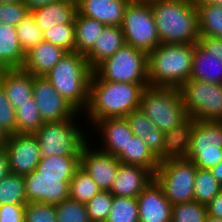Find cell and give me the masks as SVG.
Instances as JSON below:
<instances>
[{
  "mask_svg": "<svg viewBox=\"0 0 222 222\" xmlns=\"http://www.w3.org/2000/svg\"><path fill=\"white\" fill-rule=\"evenodd\" d=\"M74 119L44 123L34 133L41 156H80L83 146L88 141L86 134L84 135L73 122Z\"/></svg>",
  "mask_w": 222,
  "mask_h": 222,
  "instance_id": "7",
  "label": "cell"
},
{
  "mask_svg": "<svg viewBox=\"0 0 222 222\" xmlns=\"http://www.w3.org/2000/svg\"><path fill=\"white\" fill-rule=\"evenodd\" d=\"M72 177L41 176L36 169L24 176L28 202L56 205L69 198Z\"/></svg>",
  "mask_w": 222,
  "mask_h": 222,
  "instance_id": "14",
  "label": "cell"
},
{
  "mask_svg": "<svg viewBox=\"0 0 222 222\" xmlns=\"http://www.w3.org/2000/svg\"><path fill=\"white\" fill-rule=\"evenodd\" d=\"M149 3L161 44L198 43V12L194 0H155Z\"/></svg>",
  "mask_w": 222,
  "mask_h": 222,
  "instance_id": "2",
  "label": "cell"
},
{
  "mask_svg": "<svg viewBox=\"0 0 222 222\" xmlns=\"http://www.w3.org/2000/svg\"><path fill=\"white\" fill-rule=\"evenodd\" d=\"M200 37L222 39V5L196 4Z\"/></svg>",
  "mask_w": 222,
  "mask_h": 222,
  "instance_id": "31",
  "label": "cell"
},
{
  "mask_svg": "<svg viewBox=\"0 0 222 222\" xmlns=\"http://www.w3.org/2000/svg\"><path fill=\"white\" fill-rule=\"evenodd\" d=\"M206 53L222 61V39L213 37H199L197 43Z\"/></svg>",
  "mask_w": 222,
  "mask_h": 222,
  "instance_id": "46",
  "label": "cell"
},
{
  "mask_svg": "<svg viewBox=\"0 0 222 222\" xmlns=\"http://www.w3.org/2000/svg\"><path fill=\"white\" fill-rule=\"evenodd\" d=\"M206 216V205L197 201L172 205L171 222H204Z\"/></svg>",
  "mask_w": 222,
  "mask_h": 222,
  "instance_id": "37",
  "label": "cell"
},
{
  "mask_svg": "<svg viewBox=\"0 0 222 222\" xmlns=\"http://www.w3.org/2000/svg\"><path fill=\"white\" fill-rule=\"evenodd\" d=\"M10 173L7 151L0 145V181Z\"/></svg>",
  "mask_w": 222,
  "mask_h": 222,
  "instance_id": "48",
  "label": "cell"
},
{
  "mask_svg": "<svg viewBox=\"0 0 222 222\" xmlns=\"http://www.w3.org/2000/svg\"><path fill=\"white\" fill-rule=\"evenodd\" d=\"M104 138V147L99 150L117 156L126 147L129 139L134 135L125 117L98 120L95 124Z\"/></svg>",
  "mask_w": 222,
  "mask_h": 222,
  "instance_id": "22",
  "label": "cell"
},
{
  "mask_svg": "<svg viewBox=\"0 0 222 222\" xmlns=\"http://www.w3.org/2000/svg\"><path fill=\"white\" fill-rule=\"evenodd\" d=\"M207 215L222 219V188L219 193L206 205Z\"/></svg>",
  "mask_w": 222,
  "mask_h": 222,
  "instance_id": "47",
  "label": "cell"
},
{
  "mask_svg": "<svg viewBox=\"0 0 222 222\" xmlns=\"http://www.w3.org/2000/svg\"><path fill=\"white\" fill-rule=\"evenodd\" d=\"M130 2L131 0H80L77 12L106 26H121L125 9Z\"/></svg>",
  "mask_w": 222,
  "mask_h": 222,
  "instance_id": "18",
  "label": "cell"
},
{
  "mask_svg": "<svg viewBox=\"0 0 222 222\" xmlns=\"http://www.w3.org/2000/svg\"><path fill=\"white\" fill-rule=\"evenodd\" d=\"M222 184L209 169L197 168L194 182V201L207 205L221 190Z\"/></svg>",
  "mask_w": 222,
  "mask_h": 222,
  "instance_id": "35",
  "label": "cell"
},
{
  "mask_svg": "<svg viewBox=\"0 0 222 222\" xmlns=\"http://www.w3.org/2000/svg\"><path fill=\"white\" fill-rule=\"evenodd\" d=\"M126 44L121 26H105L94 47L85 55L90 68L94 70L105 59L112 57Z\"/></svg>",
  "mask_w": 222,
  "mask_h": 222,
  "instance_id": "24",
  "label": "cell"
},
{
  "mask_svg": "<svg viewBox=\"0 0 222 222\" xmlns=\"http://www.w3.org/2000/svg\"><path fill=\"white\" fill-rule=\"evenodd\" d=\"M30 14L28 6L23 2H0V23L16 27Z\"/></svg>",
  "mask_w": 222,
  "mask_h": 222,
  "instance_id": "42",
  "label": "cell"
},
{
  "mask_svg": "<svg viewBox=\"0 0 222 222\" xmlns=\"http://www.w3.org/2000/svg\"><path fill=\"white\" fill-rule=\"evenodd\" d=\"M24 208L25 205H1L0 222H24Z\"/></svg>",
  "mask_w": 222,
  "mask_h": 222,
  "instance_id": "45",
  "label": "cell"
},
{
  "mask_svg": "<svg viewBox=\"0 0 222 222\" xmlns=\"http://www.w3.org/2000/svg\"><path fill=\"white\" fill-rule=\"evenodd\" d=\"M121 27L126 44L147 54L161 44L150 3L130 2Z\"/></svg>",
  "mask_w": 222,
  "mask_h": 222,
  "instance_id": "10",
  "label": "cell"
},
{
  "mask_svg": "<svg viewBox=\"0 0 222 222\" xmlns=\"http://www.w3.org/2000/svg\"><path fill=\"white\" fill-rule=\"evenodd\" d=\"M197 167L189 160L167 161L159 164L154 180L172 205L194 201Z\"/></svg>",
  "mask_w": 222,
  "mask_h": 222,
  "instance_id": "9",
  "label": "cell"
},
{
  "mask_svg": "<svg viewBox=\"0 0 222 222\" xmlns=\"http://www.w3.org/2000/svg\"><path fill=\"white\" fill-rule=\"evenodd\" d=\"M29 8L30 11L46 6L47 4H50L52 2H55L57 0H22Z\"/></svg>",
  "mask_w": 222,
  "mask_h": 222,
  "instance_id": "49",
  "label": "cell"
},
{
  "mask_svg": "<svg viewBox=\"0 0 222 222\" xmlns=\"http://www.w3.org/2000/svg\"><path fill=\"white\" fill-rule=\"evenodd\" d=\"M193 126L194 119L189 116L176 128L164 132L163 148L158 157V164L167 161L187 160Z\"/></svg>",
  "mask_w": 222,
  "mask_h": 222,
  "instance_id": "19",
  "label": "cell"
},
{
  "mask_svg": "<svg viewBox=\"0 0 222 222\" xmlns=\"http://www.w3.org/2000/svg\"><path fill=\"white\" fill-rule=\"evenodd\" d=\"M151 1H155V0H131V2H144V3H149Z\"/></svg>",
  "mask_w": 222,
  "mask_h": 222,
  "instance_id": "54",
  "label": "cell"
},
{
  "mask_svg": "<svg viewBox=\"0 0 222 222\" xmlns=\"http://www.w3.org/2000/svg\"><path fill=\"white\" fill-rule=\"evenodd\" d=\"M24 222H57L55 205L28 202L24 208Z\"/></svg>",
  "mask_w": 222,
  "mask_h": 222,
  "instance_id": "43",
  "label": "cell"
},
{
  "mask_svg": "<svg viewBox=\"0 0 222 222\" xmlns=\"http://www.w3.org/2000/svg\"><path fill=\"white\" fill-rule=\"evenodd\" d=\"M139 108L162 132L176 128L189 117L177 87H146Z\"/></svg>",
  "mask_w": 222,
  "mask_h": 222,
  "instance_id": "5",
  "label": "cell"
},
{
  "mask_svg": "<svg viewBox=\"0 0 222 222\" xmlns=\"http://www.w3.org/2000/svg\"><path fill=\"white\" fill-rule=\"evenodd\" d=\"M10 173L25 176L34 171L41 159V151L34 134H10L4 144Z\"/></svg>",
  "mask_w": 222,
  "mask_h": 222,
  "instance_id": "13",
  "label": "cell"
},
{
  "mask_svg": "<svg viewBox=\"0 0 222 222\" xmlns=\"http://www.w3.org/2000/svg\"><path fill=\"white\" fill-rule=\"evenodd\" d=\"M100 191L91 176L79 166L69 182V198L86 204Z\"/></svg>",
  "mask_w": 222,
  "mask_h": 222,
  "instance_id": "32",
  "label": "cell"
},
{
  "mask_svg": "<svg viewBox=\"0 0 222 222\" xmlns=\"http://www.w3.org/2000/svg\"><path fill=\"white\" fill-rule=\"evenodd\" d=\"M133 134L141 138L149 150L158 158L164 141V132L144 114L140 108L125 116Z\"/></svg>",
  "mask_w": 222,
  "mask_h": 222,
  "instance_id": "25",
  "label": "cell"
},
{
  "mask_svg": "<svg viewBox=\"0 0 222 222\" xmlns=\"http://www.w3.org/2000/svg\"><path fill=\"white\" fill-rule=\"evenodd\" d=\"M187 160L209 170L222 160V121L194 119Z\"/></svg>",
  "mask_w": 222,
  "mask_h": 222,
  "instance_id": "11",
  "label": "cell"
},
{
  "mask_svg": "<svg viewBox=\"0 0 222 222\" xmlns=\"http://www.w3.org/2000/svg\"><path fill=\"white\" fill-rule=\"evenodd\" d=\"M10 134L4 129L0 123V145H4Z\"/></svg>",
  "mask_w": 222,
  "mask_h": 222,
  "instance_id": "51",
  "label": "cell"
},
{
  "mask_svg": "<svg viewBox=\"0 0 222 222\" xmlns=\"http://www.w3.org/2000/svg\"><path fill=\"white\" fill-rule=\"evenodd\" d=\"M204 222H222V219L207 215Z\"/></svg>",
  "mask_w": 222,
  "mask_h": 222,
  "instance_id": "53",
  "label": "cell"
},
{
  "mask_svg": "<svg viewBox=\"0 0 222 222\" xmlns=\"http://www.w3.org/2000/svg\"><path fill=\"white\" fill-rule=\"evenodd\" d=\"M154 179V174L139 165L119 164L110 193L119 197L137 198Z\"/></svg>",
  "mask_w": 222,
  "mask_h": 222,
  "instance_id": "17",
  "label": "cell"
},
{
  "mask_svg": "<svg viewBox=\"0 0 222 222\" xmlns=\"http://www.w3.org/2000/svg\"><path fill=\"white\" fill-rule=\"evenodd\" d=\"M0 83L15 110L33 97L34 76L22 68L0 69Z\"/></svg>",
  "mask_w": 222,
  "mask_h": 222,
  "instance_id": "20",
  "label": "cell"
},
{
  "mask_svg": "<svg viewBox=\"0 0 222 222\" xmlns=\"http://www.w3.org/2000/svg\"><path fill=\"white\" fill-rule=\"evenodd\" d=\"M22 0H0V2H19Z\"/></svg>",
  "mask_w": 222,
  "mask_h": 222,
  "instance_id": "55",
  "label": "cell"
},
{
  "mask_svg": "<svg viewBox=\"0 0 222 222\" xmlns=\"http://www.w3.org/2000/svg\"><path fill=\"white\" fill-rule=\"evenodd\" d=\"M116 158L123 164L139 165L153 174L157 170L158 158L149 150L144 141L133 135L125 148L116 156Z\"/></svg>",
  "mask_w": 222,
  "mask_h": 222,
  "instance_id": "29",
  "label": "cell"
},
{
  "mask_svg": "<svg viewBox=\"0 0 222 222\" xmlns=\"http://www.w3.org/2000/svg\"><path fill=\"white\" fill-rule=\"evenodd\" d=\"M16 30L24 53L43 41L44 33L37 26L31 13L16 26Z\"/></svg>",
  "mask_w": 222,
  "mask_h": 222,
  "instance_id": "38",
  "label": "cell"
},
{
  "mask_svg": "<svg viewBox=\"0 0 222 222\" xmlns=\"http://www.w3.org/2000/svg\"><path fill=\"white\" fill-rule=\"evenodd\" d=\"M57 222H91L85 203L71 198L55 205Z\"/></svg>",
  "mask_w": 222,
  "mask_h": 222,
  "instance_id": "39",
  "label": "cell"
},
{
  "mask_svg": "<svg viewBox=\"0 0 222 222\" xmlns=\"http://www.w3.org/2000/svg\"><path fill=\"white\" fill-rule=\"evenodd\" d=\"M90 147L88 142L83 146L80 153V167L91 176L101 190L110 191L120 161L116 156L103 152L99 148L93 151Z\"/></svg>",
  "mask_w": 222,
  "mask_h": 222,
  "instance_id": "15",
  "label": "cell"
},
{
  "mask_svg": "<svg viewBox=\"0 0 222 222\" xmlns=\"http://www.w3.org/2000/svg\"><path fill=\"white\" fill-rule=\"evenodd\" d=\"M213 176L222 184V160L210 169Z\"/></svg>",
  "mask_w": 222,
  "mask_h": 222,
  "instance_id": "50",
  "label": "cell"
},
{
  "mask_svg": "<svg viewBox=\"0 0 222 222\" xmlns=\"http://www.w3.org/2000/svg\"><path fill=\"white\" fill-rule=\"evenodd\" d=\"M80 166V156H42L36 170L41 176L73 177Z\"/></svg>",
  "mask_w": 222,
  "mask_h": 222,
  "instance_id": "30",
  "label": "cell"
},
{
  "mask_svg": "<svg viewBox=\"0 0 222 222\" xmlns=\"http://www.w3.org/2000/svg\"><path fill=\"white\" fill-rule=\"evenodd\" d=\"M180 92L188 116L199 121H222V84L189 79Z\"/></svg>",
  "mask_w": 222,
  "mask_h": 222,
  "instance_id": "8",
  "label": "cell"
},
{
  "mask_svg": "<svg viewBox=\"0 0 222 222\" xmlns=\"http://www.w3.org/2000/svg\"><path fill=\"white\" fill-rule=\"evenodd\" d=\"M15 114L16 134H34L44 124L33 97L18 107Z\"/></svg>",
  "mask_w": 222,
  "mask_h": 222,
  "instance_id": "34",
  "label": "cell"
},
{
  "mask_svg": "<svg viewBox=\"0 0 222 222\" xmlns=\"http://www.w3.org/2000/svg\"><path fill=\"white\" fill-rule=\"evenodd\" d=\"M69 1H72L73 3H78L80 0H69Z\"/></svg>",
  "mask_w": 222,
  "mask_h": 222,
  "instance_id": "56",
  "label": "cell"
},
{
  "mask_svg": "<svg viewBox=\"0 0 222 222\" xmlns=\"http://www.w3.org/2000/svg\"><path fill=\"white\" fill-rule=\"evenodd\" d=\"M24 61L16 27L0 23V69L22 68Z\"/></svg>",
  "mask_w": 222,
  "mask_h": 222,
  "instance_id": "26",
  "label": "cell"
},
{
  "mask_svg": "<svg viewBox=\"0 0 222 222\" xmlns=\"http://www.w3.org/2000/svg\"><path fill=\"white\" fill-rule=\"evenodd\" d=\"M24 176L9 173L0 181V206L4 204L26 205Z\"/></svg>",
  "mask_w": 222,
  "mask_h": 222,
  "instance_id": "33",
  "label": "cell"
},
{
  "mask_svg": "<svg viewBox=\"0 0 222 222\" xmlns=\"http://www.w3.org/2000/svg\"><path fill=\"white\" fill-rule=\"evenodd\" d=\"M33 98L44 123L77 118L78 111L43 76H34Z\"/></svg>",
  "mask_w": 222,
  "mask_h": 222,
  "instance_id": "12",
  "label": "cell"
},
{
  "mask_svg": "<svg viewBox=\"0 0 222 222\" xmlns=\"http://www.w3.org/2000/svg\"><path fill=\"white\" fill-rule=\"evenodd\" d=\"M111 207L106 222H139L137 198L113 195Z\"/></svg>",
  "mask_w": 222,
  "mask_h": 222,
  "instance_id": "36",
  "label": "cell"
},
{
  "mask_svg": "<svg viewBox=\"0 0 222 222\" xmlns=\"http://www.w3.org/2000/svg\"><path fill=\"white\" fill-rule=\"evenodd\" d=\"M37 26L44 33L56 25H74L77 4L69 0H57L30 11Z\"/></svg>",
  "mask_w": 222,
  "mask_h": 222,
  "instance_id": "23",
  "label": "cell"
},
{
  "mask_svg": "<svg viewBox=\"0 0 222 222\" xmlns=\"http://www.w3.org/2000/svg\"><path fill=\"white\" fill-rule=\"evenodd\" d=\"M105 26L102 22L82 16L77 12L74 19L75 52L86 55L98 41Z\"/></svg>",
  "mask_w": 222,
  "mask_h": 222,
  "instance_id": "28",
  "label": "cell"
},
{
  "mask_svg": "<svg viewBox=\"0 0 222 222\" xmlns=\"http://www.w3.org/2000/svg\"><path fill=\"white\" fill-rule=\"evenodd\" d=\"M91 80L149 84L148 54L125 44L93 70Z\"/></svg>",
  "mask_w": 222,
  "mask_h": 222,
  "instance_id": "6",
  "label": "cell"
},
{
  "mask_svg": "<svg viewBox=\"0 0 222 222\" xmlns=\"http://www.w3.org/2000/svg\"><path fill=\"white\" fill-rule=\"evenodd\" d=\"M189 79L222 84V61L212 57L196 44Z\"/></svg>",
  "mask_w": 222,
  "mask_h": 222,
  "instance_id": "27",
  "label": "cell"
},
{
  "mask_svg": "<svg viewBox=\"0 0 222 222\" xmlns=\"http://www.w3.org/2000/svg\"><path fill=\"white\" fill-rule=\"evenodd\" d=\"M195 4H214L222 5V0H194Z\"/></svg>",
  "mask_w": 222,
  "mask_h": 222,
  "instance_id": "52",
  "label": "cell"
},
{
  "mask_svg": "<svg viewBox=\"0 0 222 222\" xmlns=\"http://www.w3.org/2000/svg\"><path fill=\"white\" fill-rule=\"evenodd\" d=\"M139 222H171L172 204L153 179L137 197Z\"/></svg>",
  "mask_w": 222,
  "mask_h": 222,
  "instance_id": "16",
  "label": "cell"
},
{
  "mask_svg": "<svg viewBox=\"0 0 222 222\" xmlns=\"http://www.w3.org/2000/svg\"><path fill=\"white\" fill-rule=\"evenodd\" d=\"M92 74L93 70L85 55L68 52L44 78L67 102L81 112V108L86 109L88 106Z\"/></svg>",
  "mask_w": 222,
  "mask_h": 222,
  "instance_id": "4",
  "label": "cell"
},
{
  "mask_svg": "<svg viewBox=\"0 0 222 222\" xmlns=\"http://www.w3.org/2000/svg\"><path fill=\"white\" fill-rule=\"evenodd\" d=\"M149 84L118 83L107 80H91L89 102L85 109L90 122L125 117L138 109L141 96Z\"/></svg>",
  "mask_w": 222,
  "mask_h": 222,
  "instance_id": "1",
  "label": "cell"
},
{
  "mask_svg": "<svg viewBox=\"0 0 222 222\" xmlns=\"http://www.w3.org/2000/svg\"><path fill=\"white\" fill-rule=\"evenodd\" d=\"M67 53L62 47L43 40L25 53L22 69L44 77Z\"/></svg>",
  "mask_w": 222,
  "mask_h": 222,
  "instance_id": "21",
  "label": "cell"
},
{
  "mask_svg": "<svg viewBox=\"0 0 222 222\" xmlns=\"http://www.w3.org/2000/svg\"><path fill=\"white\" fill-rule=\"evenodd\" d=\"M113 201V195L106 190L98 192L87 202V213L91 222H106L108 219Z\"/></svg>",
  "mask_w": 222,
  "mask_h": 222,
  "instance_id": "41",
  "label": "cell"
},
{
  "mask_svg": "<svg viewBox=\"0 0 222 222\" xmlns=\"http://www.w3.org/2000/svg\"><path fill=\"white\" fill-rule=\"evenodd\" d=\"M43 40L62 47L67 52H75L74 25H56L44 32Z\"/></svg>",
  "mask_w": 222,
  "mask_h": 222,
  "instance_id": "40",
  "label": "cell"
},
{
  "mask_svg": "<svg viewBox=\"0 0 222 222\" xmlns=\"http://www.w3.org/2000/svg\"><path fill=\"white\" fill-rule=\"evenodd\" d=\"M195 45L162 43L149 52V85L180 88L190 78Z\"/></svg>",
  "mask_w": 222,
  "mask_h": 222,
  "instance_id": "3",
  "label": "cell"
},
{
  "mask_svg": "<svg viewBox=\"0 0 222 222\" xmlns=\"http://www.w3.org/2000/svg\"><path fill=\"white\" fill-rule=\"evenodd\" d=\"M0 123L4 129L13 134L16 132V114L15 109L9 102L6 91L0 83Z\"/></svg>",
  "mask_w": 222,
  "mask_h": 222,
  "instance_id": "44",
  "label": "cell"
}]
</instances>
